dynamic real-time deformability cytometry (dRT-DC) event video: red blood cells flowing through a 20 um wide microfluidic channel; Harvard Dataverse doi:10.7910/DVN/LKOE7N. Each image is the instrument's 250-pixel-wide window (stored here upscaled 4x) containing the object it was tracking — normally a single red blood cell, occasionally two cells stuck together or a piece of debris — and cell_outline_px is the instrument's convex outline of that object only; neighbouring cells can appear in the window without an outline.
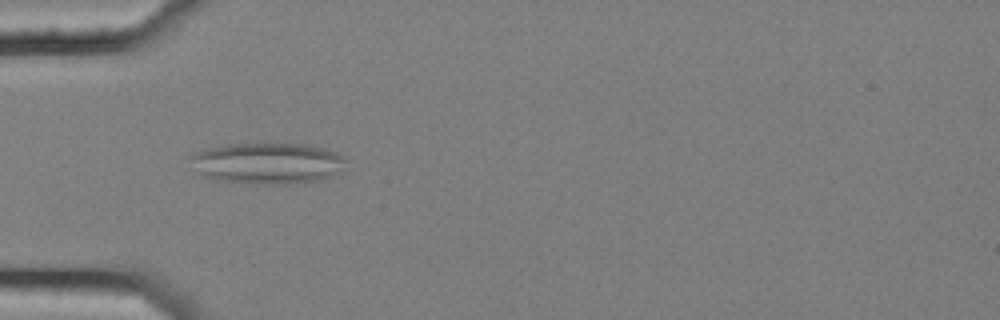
{"species": "common noctule bat (a hibernating species)", "species_latin": "Nyctalus noctula", "temperature_condition": "cold", "stored_images_in_passage": 6, "camera_frame_rate_fps": 3000, "um_per_image_px": 0.085, "animal": {"sex": "female", "body_mass_g": 25.1}, "frame": {"image": 1, "passage_image": 6, "time_ms": 1.667, "image_size_px": [1000, 320], "cell_outline_px": [[344, 160], [336, 172], [332, 176], [320, 180], [284, 184], [252, 184], [220, 180], [204, 176], [200, 172], [188, 156], [204, 148], [224, 144], [304, 144], [324, 148], [336, 152], [344, 156]], "centroid_in_image_um": [22.7, 13.87], "position_along_channel_um": 62.3, "area_um2": 36.93}}